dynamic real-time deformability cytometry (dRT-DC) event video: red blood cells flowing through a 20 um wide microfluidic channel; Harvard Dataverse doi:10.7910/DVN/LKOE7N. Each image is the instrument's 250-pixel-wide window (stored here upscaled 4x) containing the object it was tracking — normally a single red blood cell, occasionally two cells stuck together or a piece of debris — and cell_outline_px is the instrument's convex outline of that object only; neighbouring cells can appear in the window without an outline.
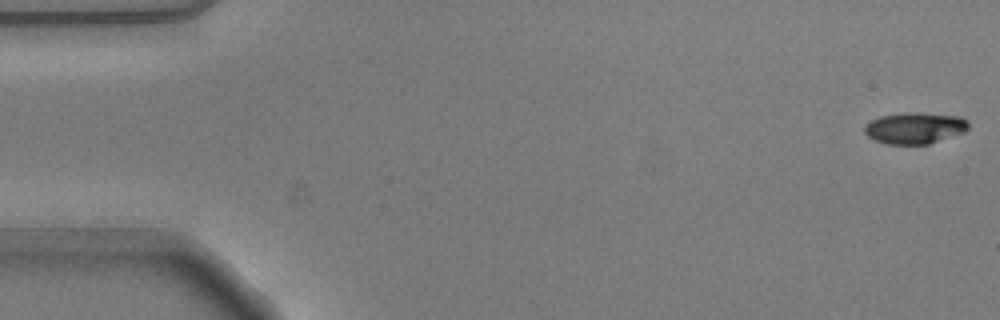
{"species": "common noctule bat (a hibernating species)", "species_latin": "Nyctalus noctula", "temperature_condition": "warm", "stored_images_in_passage": 53, "camera_frame_rate_fps": 3000, "um_per_image_px": 0.085, "animal": {"sex": "male", "body_mass_g": 20.5, "forearm_length_mm": 52.5}, "frame": {"image": 1, "passage_image": 1, "time_ms": 0.0, "image_size_px": [1000, 320], "cell_outline_px": [[968, 128], [964, 132], [928, 144], [888, 144], [876, 140], [868, 136], [864, 132], [864, 124], [880, 116], [908, 112], [920, 112], [960, 116], [968, 120]], "centroid_in_image_um": [77.76, 10.87], "position_along_channel_um": 7.2, "area_um2": 19.02}}
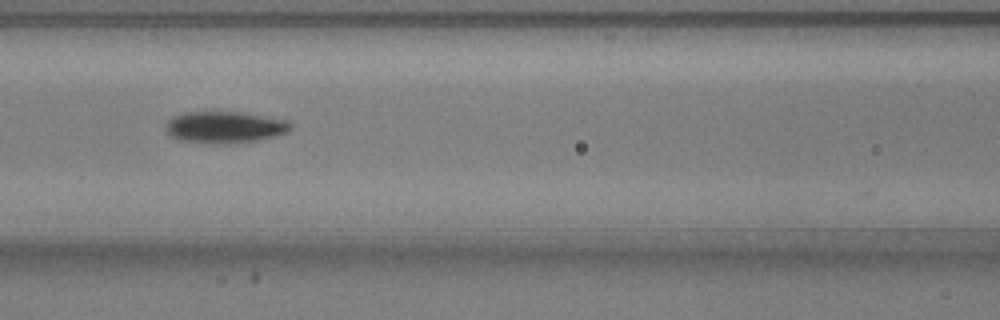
{"frame": {"image": 2, "passage_image": 23, "time_ms": 7.333, "image_size_px": [1000, 320], "cell_outline_px": [[292, 128], [284, 132], [272, 136], [256, 140], [180, 140], [172, 136], [168, 132], [168, 120], [172, 116], [184, 112], [236, 112], [288, 120], [292, 124]], "centroid_in_image_um": [19.11, 10.74], "position_along_channel_um": 147.5, "area_um2": 21.33}}
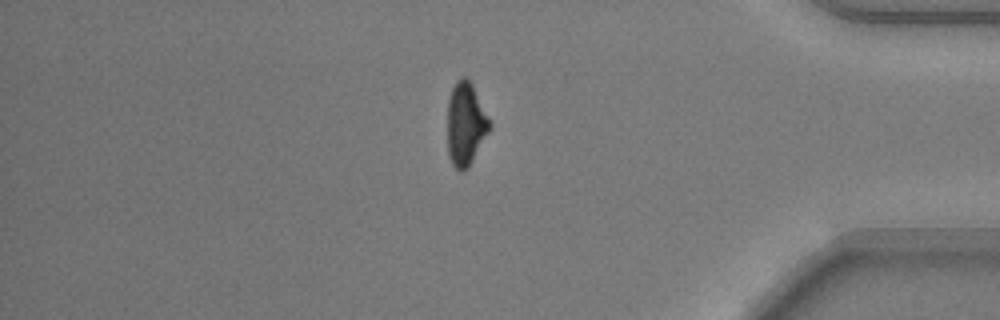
{"frame": {"image": 3, "passage_image": 45, "time_ms": 14.667, "image_size_px": [1000, 320], "cell_outline_px": [[492, 128], [468, 168], [464, 172], [460, 172], [452, 164], [448, 156], [448, 100], [452, 88], [456, 80], [460, 76], [468, 76], [492, 124]], "centroid_in_image_um": [39.59, 10.54], "position_along_channel_um": 395.6, "area_um2": 20.75}, "authors_computed_cell_mechanics": {"area_um2": 21.0392, "velocity_mm_per_s": 3.8036, "shape_relaxation_time_tau1_ms": 3.1546, "shape_relaxation_time_tau2_ms": 5.1662, "deformation_change_tau1": 0.1448, "deformation_change_tau2": 0.1143}}